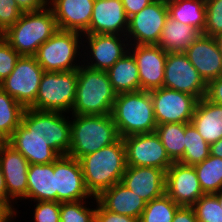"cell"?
Listing matches in <instances>:
<instances>
[{
  "mask_svg": "<svg viewBox=\"0 0 222 222\" xmlns=\"http://www.w3.org/2000/svg\"><path fill=\"white\" fill-rule=\"evenodd\" d=\"M167 18V0H155L129 17L126 37L130 45H158Z\"/></svg>",
  "mask_w": 222,
  "mask_h": 222,
  "instance_id": "10",
  "label": "cell"
},
{
  "mask_svg": "<svg viewBox=\"0 0 222 222\" xmlns=\"http://www.w3.org/2000/svg\"><path fill=\"white\" fill-rule=\"evenodd\" d=\"M93 200H95L97 203L95 222H140L139 219L131 216L109 212L97 202L96 198H94Z\"/></svg>",
  "mask_w": 222,
  "mask_h": 222,
  "instance_id": "41",
  "label": "cell"
},
{
  "mask_svg": "<svg viewBox=\"0 0 222 222\" xmlns=\"http://www.w3.org/2000/svg\"><path fill=\"white\" fill-rule=\"evenodd\" d=\"M201 188L205 194L222 190V159L209 155L203 162L194 166Z\"/></svg>",
  "mask_w": 222,
  "mask_h": 222,
  "instance_id": "32",
  "label": "cell"
},
{
  "mask_svg": "<svg viewBox=\"0 0 222 222\" xmlns=\"http://www.w3.org/2000/svg\"><path fill=\"white\" fill-rule=\"evenodd\" d=\"M121 183L148 203L165 193V171L155 167L127 166Z\"/></svg>",
  "mask_w": 222,
  "mask_h": 222,
  "instance_id": "23",
  "label": "cell"
},
{
  "mask_svg": "<svg viewBox=\"0 0 222 222\" xmlns=\"http://www.w3.org/2000/svg\"><path fill=\"white\" fill-rule=\"evenodd\" d=\"M20 56L4 37L0 35V83L13 71Z\"/></svg>",
  "mask_w": 222,
  "mask_h": 222,
  "instance_id": "38",
  "label": "cell"
},
{
  "mask_svg": "<svg viewBox=\"0 0 222 222\" xmlns=\"http://www.w3.org/2000/svg\"><path fill=\"white\" fill-rule=\"evenodd\" d=\"M189 123H167L157 125L158 135L172 162H179L185 150V128Z\"/></svg>",
  "mask_w": 222,
  "mask_h": 222,
  "instance_id": "30",
  "label": "cell"
},
{
  "mask_svg": "<svg viewBox=\"0 0 222 222\" xmlns=\"http://www.w3.org/2000/svg\"><path fill=\"white\" fill-rule=\"evenodd\" d=\"M95 0H49L60 30L84 34L90 25Z\"/></svg>",
  "mask_w": 222,
  "mask_h": 222,
  "instance_id": "22",
  "label": "cell"
},
{
  "mask_svg": "<svg viewBox=\"0 0 222 222\" xmlns=\"http://www.w3.org/2000/svg\"><path fill=\"white\" fill-rule=\"evenodd\" d=\"M210 155L222 159V138L210 144Z\"/></svg>",
  "mask_w": 222,
  "mask_h": 222,
  "instance_id": "47",
  "label": "cell"
},
{
  "mask_svg": "<svg viewBox=\"0 0 222 222\" xmlns=\"http://www.w3.org/2000/svg\"><path fill=\"white\" fill-rule=\"evenodd\" d=\"M0 164L7 189V203L15 210V206L12 205L14 200L27 199V175L30 164L7 141L0 142Z\"/></svg>",
  "mask_w": 222,
  "mask_h": 222,
  "instance_id": "16",
  "label": "cell"
},
{
  "mask_svg": "<svg viewBox=\"0 0 222 222\" xmlns=\"http://www.w3.org/2000/svg\"><path fill=\"white\" fill-rule=\"evenodd\" d=\"M43 73L35 56H20L0 87L25 109L30 108L35 103Z\"/></svg>",
  "mask_w": 222,
  "mask_h": 222,
  "instance_id": "9",
  "label": "cell"
},
{
  "mask_svg": "<svg viewBox=\"0 0 222 222\" xmlns=\"http://www.w3.org/2000/svg\"><path fill=\"white\" fill-rule=\"evenodd\" d=\"M71 119V145L67 154L69 157L79 160L120 138L111 114L72 115Z\"/></svg>",
  "mask_w": 222,
  "mask_h": 222,
  "instance_id": "5",
  "label": "cell"
},
{
  "mask_svg": "<svg viewBox=\"0 0 222 222\" xmlns=\"http://www.w3.org/2000/svg\"><path fill=\"white\" fill-rule=\"evenodd\" d=\"M111 116L121 138L152 133L157 127L150 91L117 94Z\"/></svg>",
  "mask_w": 222,
  "mask_h": 222,
  "instance_id": "4",
  "label": "cell"
},
{
  "mask_svg": "<svg viewBox=\"0 0 222 222\" xmlns=\"http://www.w3.org/2000/svg\"><path fill=\"white\" fill-rule=\"evenodd\" d=\"M210 155V145L200 136L197 129L189 123L185 128V150L179 163L195 166Z\"/></svg>",
  "mask_w": 222,
  "mask_h": 222,
  "instance_id": "33",
  "label": "cell"
},
{
  "mask_svg": "<svg viewBox=\"0 0 222 222\" xmlns=\"http://www.w3.org/2000/svg\"><path fill=\"white\" fill-rule=\"evenodd\" d=\"M201 34L200 30L193 26L182 24L168 15L158 46L167 53L185 52Z\"/></svg>",
  "mask_w": 222,
  "mask_h": 222,
  "instance_id": "26",
  "label": "cell"
},
{
  "mask_svg": "<svg viewBox=\"0 0 222 222\" xmlns=\"http://www.w3.org/2000/svg\"><path fill=\"white\" fill-rule=\"evenodd\" d=\"M81 36L83 34L76 31L58 29L44 42L35 55L44 72L78 70L81 65L76 62L77 57L81 54V47L84 49L81 46L83 44Z\"/></svg>",
  "mask_w": 222,
  "mask_h": 222,
  "instance_id": "6",
  "label": "cell"
},
{
  "mask_svg": "<svg viewBox=\"0 0 222 222\" xmlns=\"http://www.w3.org/2000/svg\"><path fill=\"white\" fill-rule=\"evenodd\" d=\"M184 53L207 84L222 76V54L214 37L202 33Z\"/></svg>",
  "mask_w": 222,
  "mask_h": 222,
  "instance_id": "20",
  "label": "cell"
},
{
  "mask_svg": "<svg viewBox=\"0 0 222 222\" xmlns=\"http://www.w3.org/2000/svg\"><path fill=\"white\" fill-rule=\"evenodd\" d=\"M7 142L20 152L29 164H49L60 157L49 147L47 139L37 131L28 130L22 123Z\"/></svg>",
  "mask_w": 222,
  "mask_h": 222,
  "instance_id": "21",
  "label": "cell"
},
{
  "mask_svg": "<svg viewBox=\"0 0 222 222\" xmlns=\"http://www.w3.org/2000/svg\"><path fill=\"white\" fill-rule=\"evenodd\" d=\"M0 199L7 202V189L5 185V178L2 172L1 164H0Z\"/></svg>",
  "mask_w": 222,
  "mask_h": 222,
  "instance_id": "48",
  "label": "cell"
},
{
  "mask_svg": "<svg viewBox=\"0 0 222 222\" xmlns=\"http://www.w3.org/2000/svg\"><path fill=\"white\" fill-rule=\"evenodd\" d=\"M27 184V199L29 201L31 199V202L55 201L54 162L49 164H30Z\"/></svg>",
  "mask_w": 222,
  "mask_h": 222,
  "instance_id": "27",
  "label": "cell"
},
{
  "mask_svg": "<svg viewBox=\"0 0 222 222\" xmlns=\"http://www.w3.org/2000/svg\"><path fill=\"white\" fill-rule=\"evenodd\" d=\"M155 0H121L127 17H131Z\"/></svg>",
  "mask_w": 222,
  "mask_h": 222,
  "instance_id": "43",
  "label": "cell"
},
{
  "mask_svg": "<svg viewBox=\"0 0 222 222\" xmlns=\"http://www.w3.org/2000/svg\"><path fill=\"white\" fill-rule=\"evenodd\" d=\"M126 165L155 167L165 172L173 164L155 132L123 137Z\"/></svg>",
  "mask_w": 222,
  "mask_h": 222,
  "instance_id": "13",
  "label": "cell"
},
{
  "mask_svg": "<svg viewBox=\"0 0 222 222\" xmlns=\"http://www.w3.org/2000/svg\"><path fill=\"white\" fill-rule=\"evenodd\" d=\"M23 13L15 0H0V35L14 25Z\"/></svg>",
  "mask_w": 222,
  "mask_h": 222,
  "instance_id": "40",
  "label": "cell"
},
{
  "mask_svg": "<svg viewBox=\"0 0 222 222\" xmlns=\"http://www.w3.org/2000/svg\"><path fill=\"white\" fill-rule=\"evenodd\" d=\"M167 8L171 18L204 32L205 0H167Z\"/></svg>",
  "mask_w": 222,
  "mask_h": 222,
  "instance_id": "29",
  "label": "cell"
},
{
  "mask_svg": "<svg viewBox=\"0 0 222 222\" xmlns=\"http://www.w3.org/2000/svg\"><path fill=\"white\" fill-rule=\"evenodd\" d=\"M140 80V90L151 91L163 87L167 52L158 45H130Z\"/></svg>",
  "mask_w": 222,
  "mask_h": 222,
  "instance_id": "18",
  "label": "cell"
},
{
  "mask_svg": "<svg viewBox=\"0 0 222 222\" xmlns=\"http://www.w3.org/2000/svg\"><path fill=\"white\" fill-rule=\"evenodd\" d=\"M165 193L179 206H193L203 192L194 166L179 162L165 172Z\"/></svg>",
  "mask_w": 222,
  "mask_h": 222,
  "instance_id": "17",
  "label": "cell"
},
{
  "mask_svg": "<svg viewBox=\"0 0 222 222\" xmlns=\"http://www.w3.org/2000/svg\"><path fill=\"white\" fill-rule=\"evenodd\" d=\"M35 203L34 222H60V202L36 201Z\"/></svg>",
  "mask_w": 222,
  "mask_h": 222,
  "instance_id": "39",
  "label": "cell"
},
{
  "mask_svg": "<svg viewBox=\"0 0 222 222\" xmlns=\"http://www.w3.org/2000/svg\"><path fill=\"white\" fill-rule=\"evenodd\" d=\"M57 111H41L26 108L21 123L28 129L39 132L47 139L49 147L60 156L68 154L71 145V122L69 116Z\"/></svg>",
  "mask_w": 222,
  "mask_h": 222,
  "instance_id": "8",
  "label": "cell"
},
{
  "mask_svg": "<svg viewBox=\"0 0 222 222\" xmlns=\"http://www.w3.org/2000/svg\"><path fill=\"white\" fill-rule=\"evenodd\" d=\"M58 30L52 9L24 12L1 35L21 56H35L39 47Z\"/></svg>",
  "mask_w": 222,
  "mask_h": 222,
  "instance_id": "3",
  "label": "cell"
},
{
  "mask_svg": "<svg viewBox=\"0 0 222 222\" xmlns=\"http://www.w3.org/2000/svg\"><path fill=\"white\" fill-rule=\"evenodd\" d=\"M107 71L94 70L81 63L72 115H109L116 99Z\"/></svg>",
  "mask_w": 222,
  "mask_h": 222,
  "instance_id": "2",
  "label": "cell"
},
{
  "mask_svg": "<svg viewBox=\"0 0 222 222\" xmlns=\"http://www.w3.org/2000/svg\"><path fill=\"white\" fill-rule=\"evenodd\" d=\"M84 182L93 197L121 182L125 173L126 155L123 139L79 159Z\"/></svg>",
  "mask_w": 222,
  "mask_h": 222,
  "instance_id": "1",
  "label": "cell"
},
{
  "mask_svg": "<svg viewBox=\"0 0 222 222\" xmlns=\"http://www.w3.org/2000/svg\"><path fill=\"white\" fill-rule=\"evenodd\" d=\"M172 222H198L192 206H180Z\"/></svg>",
  "mask_w": 222,
  "mask_h": 222,
  "instance_id": "44",
  "label": "cell"
},
{
  "mask_svg": "<svg viewBox=\"0 0 222 222\" xmlns=\"http://www.w3.org/2000/svg\"><path fill=\"white\" fill-rule=\"evenodd\" d=\"M107 73L116 94L140 91L138 67L129 51Z\"/></svg>",
  "mask_w": 222,
  "mask_h": 222,
  "instance_id": "28",
  "label": "cell"
},
{
  "mask_svg": "<svg viewBox=\"0 0 222 222\" xmlns=\"http://www.w3.org/2000/svg\"><path fill=\"white\" fill-rule=\"evenodd\" d=\"M128 19L121 0H95L89 29L84 34L126 36Z\"/></svg>",
  "mask_w": 222,
  "mask_h": 222,
  "instance_id": "19",
  "label": "cell"
},
{
  "mask_svg": "<svg viewBox=\"0 0 222 222\" xmlns=\"http://www.w3.org/2000/svg\"><path fill=\"white\" fill-rule=\"evenodd\" d=\"M97 202L109 212L122 214L140 219L146 202L121 182L102 191Z\"/></svg>",
  "mask_w": 222,
  "mask_h": 222,
  "instance_id": "24",
  "label": "cell"
},
{
  "mask_svg": "<svg viewBox=\"0 0 222 222\" xmlns=\"http://www.w3.org/2000/svg\"><path fill=\"white\" fill-rule=\"evenodd\" d=\"M205 97L213 103L222 105V76L211 80L207 84V92Z\"/></svg>",
  "mask_w": 222,
  "mask_h": 222,
  "instance_id": "42",
  "label": "cell"
},
{
  "mask_svg": "<svg viewBox=\"0 0 222 222\" xmlns=\"http://www.w3.org/2000/svg\"><path fill=\"white\" fill-rule=\"evenodd\" d=\"M191 124L210 145L222 138V105L200 99L195 108Z\"/></svg>",
  "mask_w": 222,
  "mask_h": 222,
  "instance_id": "25",
  "label": "cell"
},
{
  "mask_svg": "<svg viewBox=\"0 0 222 222\" xmlns=\"http://www.w3.org/2000/svg\"><path fill=\"white\" fill-rule=\"evenodd\" d=\"M157 125L191 123L198 99L190 94L161 87L150 91Z\"/></svg>",
  "mask_w": 222,
  "mask_h": 222,
  "instance_id": "11",
  "label": "cell"
},
{
  "mask_svg": "<svg viewBox=\"0 0 222 222\" xmlns=\"http://www.w3.org/2000/svg\"><path fill=\"white\" fill-rule=\"evenodd\" d=\"M179 207L164 193L162 196L146 203L139 220L140 222H172Z\"/></svg>",
  "mask_w": 222,
  "mask_h": 222,
  "instance_id": "34",
  "label": "cell"
},
{
  "mask_svg": "<svg viewBox=\"0 0 222 222\" xmlns=\"http://www.w3.org/2000/svg\"><path fill=\"white\" fill-rule=\"evenodd\" d=\"M25 108L0 87V142H6L21 124Z\"/></svg>",
  "mask_w": 222,
  "mask_h": 222,
  "instance_id": "31",
  "label": "cell"
},
{
  "mask_svg": "<svg viewBox=\"0 0 222 222\" xmlns=\"http://www.w3.org/2000/svg\"><path fill=\"white\" fill-rule=\"evenodd\" d=\"M192 207L198 222H222V208L213 194L201 196Z\"/></svg>",
  "mask_w": 222,
  "mask_h": 222,
  "instance_id": "36",
  "label": "cell"
},
{
  "mask_svg": "<svg viewBox=\"0 0 222 222\" xmlns=\"http://www.w3.org/2000/svg\"><path fill=\"white\" fill-rule=\"evenodd\" d=\"M23 12L38 11L49 6V0H15Z\"/></svg>",
  "mask_w": 222,
  "mask_h": 222,
  "instance_id": "45",
  "label": "cell"
},
{
  "mask_svg": "<svg viewBox=\"0 0 222 222\" xmlns=\"http://www.w3.org/2000/svg\"><path fill=\"white\" fill-rule=\"evenodd\" d=\"M217 199H218V202L222 208V190H220L219 192H216L213 194Z\"/></svg>",
  "mask_w": 222,
  "mask_h": 222,
  "instance_id": "50",
  "label": "cell"
},
{
  "mask_svg": "<svg viewBox=\"0 0 222 222\" xmlns=\"http://www.w3.org/2000/svg\"><path fill=\"white\" fill-rule=\"evenodd\" d=\"M55 202H70L93 199L87 190L78 159L67 155L54 161ZM91 197V198H90Z\"/></svg>",
  "mask_w": 222,
  "mask_h": 222,
  "instance_id": "15",
  "label": "cell"
},
{
  "mask_svg": "<svg viewBox=\"0 0 222 222\" xmlns=\"http://www.w3.org/2000/svg\"><path fill=\"white\" fill-rule=\"evenodd\" d=\"M16 214V210H14L7 202L0 199V222H14L13 218L16 219Z\"/></svg>",
  "mask_w": 222,
  "mask_h": 222,
  "instance_id": "46",
  "label": "cell"
},
{
  "mask_svg": "<svg viewBox=\"0 0 222 222\" xmlns=\"http://www.w3.org/2000/svg\"><path fill=\"white\" fill-rule=\"evenodd\" d=\"M82 37L83 39L86 37V40L84 39L83 43H88L87 45L82 44V46L86 47L85 51L87 49V52L89 53L84 52V54L87 56L89 55L88 57L90 59L89 61L87 57L86 60L84 56V60H82V62H84L83 65L94 70L107 71L129 51L128 47L130 44L126 36L110 34H83ZM86 61L87 63H85Z\"/></svg>",
  "mask_w": 222,
  "mask_h": 222,
  "instance_id": "14",
  "label": "cell"
},
{
  "mask_svg": "<svg viewBox=\"0 0 222 222\" xmlns=\"http://www.w3.org/2000/svg\"><path fill=\"white\" fill-rule=\"evenodd\" d=\"M95 213L85 200L60 202V222H95Z\"/></svg>",
  "mask_w": 222,
  "mask_h": 222,
  "instance_id": "35",
  "label": "cell"
},
{
  "mask_svg": "<svg viewBox=\"0 0 222 222\" xmlns=\"http://www.w3.org/2000/svg\"><path fill=\"white\" fill-rule=\"evenodd\" d=\"M204 35L215 37L222 33V0H205Z\"/></svg>",
  "mask_w": 222,
  "mask_h": 222,
  "instance_id": "37",
  "label": "cell"
},
{
  "mask_svg": "<svg viewBox=\"0 0 222 222\" xmlns=\"http://www.w3.org/2000/svg\"><path fill=\"white\" fill-rule=\"evenodd\" d=\"M77 70L64 72H44L36 96L30 109L70 113L75 103Z\"/></svg>",
  "mask_w": 222,
  "mask_h": 222,
  "instance_id": "7",
  "label": "cell"
},
{
  "mask_svg": "<svg viewBox=\"0 0 222 222\" xmlns=\"http://www.w3.org/2000/svg\"><path fill=\"white\" fill-rule=\"evenodd\" d=\"M214 39H215V41H216V43L218 45L220 53L222 54V33H220L217 36H215Z\"/></svg>",
  "mask_w": 222,
  "mask_h": 222,
  "instance_id": "49",
  "label": "cell"
},
{
  "mask_svg": "<svg viewBox=\"0 0 222 222\" xmlns=\"http://www.w3.org/2000/svg\"><path fill=\"white\" fill-rule=\"evenodd\" d=\"M163 87L204 98L207 83L190 63L184 52L167 53Z\"/></svg>",
  "mask_w": 222,
  "mask_h": 222,
  "instance_id": "12",
  "label": "cell"
}]
</instances>
